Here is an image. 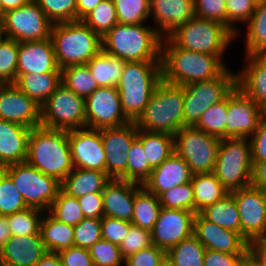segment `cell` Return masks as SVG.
Instances as JSON below:
<instances>
[{"mask_svg":"<svg viewBox=\"0 0 266 266\" xmlns=\"http://www.w3.org/2000/svg\"><path fill=\"white\" fill-rule=\"evenodd\" d=\"M223 58V55L178 48L168 37H164L161 46L162 79L181 86L211 80L229 67Z\"/></svg>","mask_w":266,"mask_h":266,"instance_id":"cell-1","label":"cell"},{"mask_svg":"<svg viewBox=\"0 0 266 266\" xmlns=\"http://www.w3.org/2000/svg\"><path fill=\"white\" fill-rule=\"evenodd\" d=\"M163 37L146 23H117L102 37V51L125 62L161 61Z\"/></svg>","mask_w":266,"mask_h":266,"instance_id":"cell-2","label":"cell"},{"mask_svg":"<svg viewBox=\"0 0 266 266\" xmlns=\"http://www.w3.org/2000/svg\"><path fill=\"white\" fill-rule=\"evenodd\" d=\"M26 162L61 182L74 169L68 131L42 126L32 128Z\"/></svg>","mask_w":266,"mask_h":266,"instance_id":"cell-3","label":"cell"},{"mask_svg":"<svg viewBox=\"0 0 266 266\" xmlns=\"http://www.w3.org/2000/svg\"><path fill=\"white\" fill-rule=\"evenodd\" d=\"M161 80V61L125 62L116 88L122 111L130 122H136L143 114Z\"/></svg>","mask_w":266,"mask_h":266,"instance_id":"cell-4","label":"cell"},{"mask_svg":"<svg viewBox=\"0 0 266 266\" xmlns=\"http://www.w3.org/2000/svg\"><path fill=\"white\" fill-rule=\"evenodd\" d=\"M183 110L184 86L162 79L135 123L139 130L174 136L183 127Z\"/></svg>","mask_w":266,"mask_h":266,"instance_id":"cell-5","label":"cell"},{"mask_svg":"<svg viewBox=\"0 0 266 266\" xmlns=\"http://www.w3.org/2000/svg\"><path fill=\"white\" fill-rule=\"evenodd\" d=\"M50 38L61 70L87 64L102 51V37L82 20L53 24Z\"/></svg>","mask_w":266,"mask_h":266,"instance_id":"cell-6","label":"cell"},{"mask_svg":"<svg viewBox=\"0 0 266 266\" xmlns=\"http://www.w3.org/2000/svg\"><path fill=\"white\" fill-rule=\"evenodd\" d=\"M178 48L210 55H224L235 35L219 22L192 17L167 36Z\"/></svg>","mask_w":266,"mask_h":266,"instance_id":"cell-7","label":"cell"},{"mask_svg":"<svg viewBox=\"0 0 266 266\" xmlns=\"http://www.w3.org/2000/svg\"><path fill=\"white\" fill-rule=\"evenodd\" d=\"M253 170L249 138H223L213 173L228 192L251 186Z\"/></svg>","mask_w":266,"mask_h":266,"instance_id":"cell-8","label":"cell"},{"mask_svg":"<svg viewBox=\"0 0 266 266\" xmlns=\"http://www.w3.org/2000/svg\"><path fill=\"white\" fill-rule=\"evenodd\" d=\"M5 167L6 175L23 196L25 204L45 212L49 211L61 190V182L55 177L43 174L26 161Z\"/></svg>","mask_w":266,"mask_h":266,"instance_id":"cell-9","label":"cell"},{"mask_svg":"<svg viewBox=\"0 0 266 266\" xmlns=\"http://www.w3.org/2000/svg\"><path fill=\"white\" fill-rule=\"evenodd\" d=\"M236 86V72L227 67L219 76L184 86L183 127H194L201 115Z\"/></svg>","mask_w":266,"mask_h":266,"instance_id":"cell-10","label":"cell"},{"mask_svg":"<svg viewBox=\"0 0 266 266\" xmlns=\"http://www.w3.org/2000/svg\"><path fill=\"white\" fill-rule=\"evenodd\" d=\"M220 138L192 126L182 127L174 135V152L189 166L191 173H213Z\"/></svg>","mask_w":266,"mask_h":266,"instance_id":"cell-11","label":"cell"},{"mask_svg":"<svg viewBox=\"0 0 266 266\" xmlns=\"http://www.w3.org/2000/svg\"><path fill=\"white\" fill-rule=\"evenodd\" d=\"M41 126L65 131L86 128L85 98L61 83L41 106Z\"/></svg>","mask_w":266,"mask_h":266,"instance_id":"cell-12","label":"cell"},{"mask_svg":"<svg viewBox=\"0 0 266 266\" xmlns=\"http://www.w3.org/2000/svg\"><path fill=\"white\" fill-rule=\"evenodd\" d=\"M52 26L35 0L4 13L5 37L17 42L46 40L51 36Z\"/></svg>","mask_w":266,"mask_h":266,"instance_id":"cell-13","label":"cell"},{"mask_svg":"<svg viewBox=\"0 0 266 266\" xmlns=\"http://www.w3.org/2000/svg\"><path fill=\"white\" fill-rule=\"evenodd\" d=\"M266 112L238 86L228 94L225 138H250Z\"/></svg>","mask_w":266,"mask_h":266,"instance_id":"cell-14","label":"cell"},{"mask_svg":"<svg viewBox=\"0 0 266 266\" xmlns=\"http://www.w3.org/2000/svg\"><path fill=\"white\" fill-rule=\"evenodd\" d=\"M86 127L103 129L129 123L116 87H99L85 98Z\"/></svg>","mask_w":266,"mask_h":266,"instance_id":"cell-15","label":"cell"},{"mask_svg":"<svg viewBox=\"0 0 266 266\" xmlns=\"http://www.w3.org/2000/svg\"><path fill=\"white\" fill-rule=\"evenodd\" d=\"M229 193L238 207L241 236L248 243L266 236V198L262 189L249 186Z\"/></svg>","mask_w":266,"mask_h":266,"instance_id":"cell-16","label":"cell"},{"mask_svg":"<svg viewBox=\"0 0 266 266\" xmlns=\"http://www.w3.org/2000/svg\"><path fill=\"white\" fill-rule=\"evenodd\" d=\"M138 128L135 122L119 127L101 129V139L106 156V173L111 178L119 179L128 165V151L137 139Z\"/></svg>","mask_w":266,"mask_h":266,"instance_id":"cell-17","label":"cell"},{"mask_svg":"<svg viewBox=\"0 0 266 266\" xmlns=\"http://www.w3.org/2000/svg\"><path fill=\"white\" fill-rule=\"evenodd\" d=\"M194 216L192 211L161 208L151 230L152 243L167 253L193 234Z\"/></svg>","mask_w":266,"mask_h":266,"instance_id":"cell-18","label":"cell"},{"mask_svg":"<svg viewBox=\"0 0 266 266\" xmlns=\"http://www.w3.org/2000/svg\"><path fill=\"white\" fill-rule=\"evenodd\" d=\"M74 168L106 172V156L101 129L79 128L68 131Z\"/></svg>","mask_w":266,"mask_h":266,"instance_id":"cell-19","label":"cell"},{"mask_svg":"<svg viewBox=\"0 0 266 266\" xmlns=\"http://www.w3.org/2000/svg\"><path fill=\"white\" fill-rule=\"evenodd\" d=\"M0 119L36 128L41 126V106L15 83H5L0 88Z\"/></svg>","mask_w":266,"mask_h":266,"instance_id":"cell-20","label":"cell"},{"mask_svg":"<svg viewBox=\"0 0 266 266\" xmlns=\"http://www.w3.org/2000/svg\"><path fill=\"white\" fill-rule=\"evenodd\" d=\"M193 234L205 249L227 254H244L248 250V242L239 233L208 221L200 213L194 216Z\"/></svg>","mask_w":266,"mask_h":266,"instance_id":"cell-21","label":"cell"},{"mask_svg":"<svg viewBox=\"0 0 266 266\" xmlns=\"http://www.w3.org/2000/svg\"><path fill=\"white\" fill-rule=\"evenodd\" d=\"M61 73L51 38L19 42L17 74Z\"/></svg>","mask_w":266,"mask_h":266,"instance_id":"cell-22","label":"cell"},{"mask_svg":"<svg viewBox=\"0 0 266 266\" xmlns=\"http://www.w3.org/2000/svg\"><path fill=\"white\" fill-rule=\"evenodd\" d=\"M194 16V0H150V18L163 38Z\"/></svg>","mask_w":266,"mask_h":266,"instance_id":"cell-23","label":"cell"},{"mask_svg":"<svg viewBox=\"0 0 266 266\" xmlns=\"http://www.w3.org/2000/svg\"><path fill=\"white\" fill-rule=\"evenodd\" d=\"M46 252L40 234L14 235L0 250V266H36Z\"/></svg>","mask_w":266,"mask_h":266,"instance_id":"cell-24","label":"cell"},{"mask_svg":"<svg viewBox=\"0 0 266 266\" xmlns=\"http://www.w3.org/2000/svg\"><path fill=\"white\" fill-rule=\"evenodd\" d=\"M192 175L187 163L174 152L152 170L142 186L158 197L162 192L190 182Z\"/></svg>","mask_w":266,"mask_h":266,"instance_id":"cell-25","label":"cell"},{"mask_svg":"<svg viewBox=\"0 0 266 266\" xmlns=\"http://www.w3.org/2000/svg\"><path fill=\"white\" fill-rule=\"evenodd\" d=\"M104 216L131 222L134 212L135 182L112 178L103 192Z\"/></svg>","mask_w":266,"mask_h":266,"instance_id":"cell-26","label":"cell"},{"mask_svg":"<svg viewBox=\"0 0 266 266\" xmlns=\"http://www.w3.org/2000/svg\"><path fill=\"white\" fill-rule=\"evenodd\" d=\"M245 58L244 68L236 72V86L266 112V58L263 55Z\"/></svg>","mask_w":266,"mask_h":266,"instance_id":"cell-27","label":"cell"},{"mask_svg":"<svg viewBox=\"0 0 266 266\" xmlns=\"http://www.w3.org/2000/svg\"><path fill=\"white\" fill-rule=\"evenodd\" d=\"M31 128L0 119V165L25 162Z\"/></svg>","mask_w":266,"mask_h":266,"instance_id":"cell-28","label":"cell"},{"mask_svg":"<svg viewBox=\"0 0 266 266\" xmlns=\"http://www.w3.org/2000/svg\"><path fill=\"white\" fill-rule=\"evenodd\" d=\"M111 179L106 172L74 168L61 181V190L75 198L90 193H102Z\"/></svg>","mask_w":266,"mask_h":266,"instance_id":"cell-29","label":"cell"},{"mask_svg":"<svg viewBox=\"0 0 266 266\" xmlns=\"http://www.w3.org/2000/svg\"><path fill=\"white\" fill-rule=\"evenodd\" d=\"M15 85L42 106L62 83L61 73L17 74Z\"/></svg>","mask_w":266,"mask_h":266,"instance_id":"cell-30","label":"cell"},{"mask_svg":"<svg viewBox=\"0 0 266 266\" xmlns=\"http://www.w3.org/2000/svg\"><path fill=\"white\" fill-rule=\"evenodd\" d=\"M40 235L47 252L58 253L75 246L74 226L58 221L48 211L42 218Z\"/></svg>","mask_w":266,"mask_h":266,"instance_id":"cell-31","label":"cell"},{"mask_svg":"<svg viewBox=\"0 0 266 266\" xmlns=\"http://www.w3.org/2000/svg\"><path fill=\"white\" fill-rule=\"evenodd\" d=\"M191 184L194 192L195 214L229 194L214 173L194 174Z\"/></svg>","mask_w":266,"mask_h":266,"instance_id":"cell-32","label":"cell"},{"mask_svg":"<svg viewBox=\"0 0 266 266\" xmlns=\"http://www.w3.org/2000/svg\"><path fill=\"white\" fill-rule=\"evenodd\" d=\"M161 208L159 199L155 194L148 192L141 184L135 183L132 224L152 230Z\"/></svg>","mask_w":266,"mask_h":266,"instance_id":"cell-33","label":"cell"},{"mask_svg":"<svg viewBox=\"0 0 266 266\" xmlns=\"http://www.w3.org/2000/svg\"><path fill=\"white\" fill-rule=\"evenodd\" d=\"M137 139L142 143L149 165L154 169L174 153V136L138 129Z\"/></svg>","mask_w":266,"mask_h":266,"instance_id":"cell-34","label":"cell"},{"mask_svg":"<svg viewBox=\"0 0 266 266\" xmlns=\"http://www.w3.org/2000/svg\"><path fill=\"white\" fill-rule=\"evenodd\" d=\"M200 214L208 221L241 235L238 207L230 193L213 205L207 206Z\"/></svg>","mask_w":266,"mask_h":266,"instance_id":"cell-35","label":"cell"},{"mask_svg":"<svg viewBox=\"0 0 266 266\" xmlns=\"http://www.w3.org/2000/svg\"><path fill=\"white\" fill-rule=\"evenodd\" d=\"M124 65L123 59L108 55L104 51H101L87 63L99 87H116Z\"/></svg>","mask_w":266,"mask_h":266,"instance_id":"cell-36","label":"cell"},{"mask_svg":"<svg viewBox=\"0 0 266 266\" xmlns=\"http://www.w3.org/2000/svg\"><path fill=\"white\" fill-rule=\"evenodd\" d=\"M246 24L245 56L263 55L266 53V2L257 3Z\"/></svg>","mask_w":266,"mask_h":266,"instance_id":"cell-37","label":"cell"},{"mask_svg":"<svg viewBox=\"0 0 266 266\" xmlns=\"http://www.w3.org/2000/svg\"><path fill=\"white\" fill-rule=\"evenodd\" d=\"M205 250L203 244L192 234L166 253V261L171 266H204Z\"/></svg>","mask_w":266,"mask_h":266,"instance_id":"cell-38","label":"cell"},{"mask_svg":"<svg viewBox=\"0 0 266 266\" xmlns=\"http://www.w3.org/2000/svg\"><path fill=\"white\" fill-rule=\"evenodd\" d=\"M61 80L76 95L86 98L99 88L87 64L71 65L61 70Z\"/></svg>","mask_w":266,"mask_h":266,"instance_id":"cell-39","label":"cell"},{"mask_svg":"<svg viewBox=\"0 0 266 266\" xmlns=\"http://www.w3.org/2000/svg\"><path fill=\"white\" fill-rule=\"evenodd\" d=\"M45 211L27 207L22 211L7 215V222L11 236L40 234V225Z\"/></svg>","mask_w":266,"mask_h":266,"instance_id":"cell-40","label":"cell"},{"mask_svg":"<svg viewBox=\"0 0 266 266\" xmlns=\"http://www.w3.org/2000/svg\"><path fill=\"white\" fill-rule=\"evenodd\" d=\"M227 110L228 95L219 103L210 106L194 127L220 139L225 138Z\"/></svg>","mask_w":266,"mask_h":266,"instance_id":"cell-41","label":"cell"},{"mask_svg":"<svg viewBox=\"0 0 266 266\" xmlns=\"http://www.w3.org/2000/svg\"><path fill=\"white\" fill-rule=\"evenodd\" d=\"M127 153L129 155L127 171L119 179L143 185L153 168L149 165L142 143L136 139Z\"/></svg>","mask_w":266,"mask_h":266,"instance_id":"cell-42","label":"cell"},{"mask_svg":"<svg viewBox=\"0 0 266 266\" xmlns=\"http://www.w3.org/2000/svg\"><path fill=\"white\" fill-rule=\"evenodd\" d=\"M82 21L95 33L103 37L118 23L117 11L113 0H103L88 13Z\"/></svg>","mask_w":266,"mask_h":266,"instance_id":"cell-43","label":"cell"},{"mask_svg":"<svg viewBox=\"0 0 266 266\" xmlns=\"http://www.w3.org/2000/svg\"><path fill=\"white\" fill-rule=\"evenodd\" d=\"M118 23L136 25L150 19V0H113Z\"/></svg>","mask_w":266,"mask_h":266,"instance_id":"cell-44","label":"cell"},{"mask_svg":"<svg viewBox=\"0 0 266 266\" xmlns=\"http://www.w3.org/2000/svg\"><path fill=\"white\" fill-rule=\"evenodd\" d=\"M58 221L76 226L84 219L78 199L65 194L62 190L48 211Z\"/></svg>","mask_w":266,"mask_h":266,"instance_id":"cell-45","label":"cell"},{"mask_svg":"<svg viewBox=\"0 0 266 266\" xmlns=\"http://www.w3.org/2000/svg\"><path fill=\"white\" fill-rule=\"evenodd\" d=\"M158 199L162 208L194 212V192L191 181L162 192Z\"/></svg>","mask_w":266,"mask_h":266,"instance_id":"cell-46","label":"cell"},{"mask_svg":"<svg viewBox=\"0 0 266 266\" xmlns=\"http://www.w3.org/2000/svg\"><path fill=\"white\" fill-rule=\"evenodd\" d=\"M53 23L77 21L76 0H35Z\"/></svg>","mask_w":266,"mask_h":266,"instance_id":"cell-47","label":"cell"},{"mask_svg":"<svg viewBox=\"0 0 266 266\" xmlns=\"http://www.w3.org/2000/svg\"><path fill=\"white\" fill-rule=\"evenodd\" d=\"M19 42L5 38L0 42V79L14 83L17 78Z\"/></svg>","mask_w":266,"mask_h":266,"instance_id":"cell-48","label":"cell"},{"mask_svg":"<svg viewBox=\"0 0 266 266\" xmlns=\"http://www.w3.org/2000/svg\"><path fill=\"white\" fill-rule=\"evenodd\" d=\"M227 10V28L237 38L240 32L236 27L238 23H247L253 15L257 2L255 0H225Z\"/></svg>","mask_w":266,"mask_h":266,"instance_id":"cell-49","label":"cell"},{"mask_svg":"<svg viewBox=\"0 0 266 266\" xmlns=\"http://www.w3.org/2000/svg\"><path fill=\"white\" fill-rule=\"evenodd\" d=\"M94 266H124L119 246L106 240H99L89 249Z\"/></svg>","mask_w":266,"mask_h":266,"instance_id":"cell-50","label":"cell"},{"mask_svg":"<svg viewBox=\"0 0 266 266\" xmlns=\"http://www.w3.org/2000/svg\"><path fill=\"white\" fill-rule=\"evenodd\" d=\"M27 207L23 196L6 175L0 185V215H11Z\"/></svg>","mask_w":266,"mask_h":266,"instance_id":"cell-51","label":"cell"},{"mask_svg":"<svg viewBox=\"0 0 266 266\" xmlns=\"http://www.w3.org/2000/svg\"><path fill=\"white\" fill-rule=\"evenodd\" d=\"M152 243L151 230L131 224L129 232L119 245L122 257L125 259L139 250L150 247Z\"/></svg>","mask_w":266,"mask_h":266,"instance_id":"cell-52","label":"cell"},{"mask_svg":"<svg viewBox=\"0 0 266 266\" xmlns=\"http://www.w3.org/2000/svg\"><path fill=\"white\" fill-rule=\"evenodd\" d=\"M101 239V219L84 218L74 226V243L76 247L89 249Z\"/></svg>","mask_w":266,"mask_h":266,"instance_id":"cell-53","label":"cell"},{"mask_svg":"<svg viewBox=\"0 0 266 266\" xmlns=\"http://www.w3.org/2000/svg\"><path fill=\"white\" fill-rule=\"evenodd\" d=\"M196 17L221 23L227 27V10L225 0H194Z\"/></svg>","mask_w":266,"mask_h":266,"instance_id":"cell-54","label":"cell"},{"mask_svg":"<svg viewBox=\"0 0 266 266\" xmlns=\"http://www.w3.org/2000/svg\"><path fill=\"white\" fill-rule=\"evenodd\" d=\"M165 261L166 252L153 244L125 258L124 266H161Z\"/></svg>","mask_w":266,"mask_h":266,"instance_id":"cell-55","label":"cell"},{"mask_svg":"<svg viewBox=\"0 0 266 266\" xmlns=\"http://www.w3.org/2000/svg\"><path fill=\"white\" fill-rule=\"evenodd\" d=\"M131 224L129 221L103 216L101 218L102 239L119 246L128 234Z\"/></svg>","mask_w":266,"mask_h":266,"instance_id":"cell-56","label":"cell"},{"mask_svg":"<svg viewBox=\"0 0 266 266\" xmlns=\"http://www.w3.org/2000/svg\"><path fill=\"white\" fill-rule=\"evenodd\" d=\"M77 199L84 218L101 219L104 216L102 193H90Z\"/></svg>","mask_w":266,"mask_h":266,"instance_id":"cell-57","label":"cell"},{"mask_svg":"<svg viewBox=\"0 0 266 266\" xmlns=\"http://www.w3.org/2000/svg\"><path fill=\"white\" fill-rule=\"evenodd\" d=\"M63 266H94L88 249L70 247L58 252Z\"/></svg>","mask_w":266,"mask_h":266,"instance_id":"cell-58","label":"cell"},{"mask_svg":"<svg viewBox=\"0 0 266 266\" xmlns=\"http://www.w3.org/2000/svg\"><path fill=\"white\" fill-rule=\"evenodd\" d=\"M252 162L266 161V115L260 121L255 133L249 138Z\"/></svg>","mask_w":266,"mask_h":266,"instance_id":"cell-59","label":"cell"},{"mask_svg":"<svg viewBox=\"0 0 266 266\" xmlns=\"http://www.w3.org/2000/svg\"><path fill=\"white\" fill-rule=\"evenodd\" d=\"M243 254H227L206 249L204 266H240Z\"/></svg>","mask_w":266,"mask_h":266,"instance_id":"cell-60","label":"cell"},{"mask_svg":"<svg viewBox=\"0 0 266 266\" xmlns=\"http://www.w3.org/2000/svg\"><path fill=\"white\" fill-rule=\"evenodd\" d=\"M248 250L255 255L263 266H266V236L252 239L248 243Z\"/></svg>","mask_w":266,"mask_h":266,"instance_id":"cell-61","label":"cell"},{"mask_svg":"<svg viewBox=\"0 0 266 266\" xmlns=\"http://www.w3.org/2000/svg\"><path fill=\"white\" fill-rule=\"evenodd\" d=\"M266 185V161L253 162L251 186L262 188Z\"/></svg>","mask_w":266,"mask_h":266,"instance_id":"cell-62","label":"cell"},{"mask_svg":"<svg viewBox=\"0 0 266 266\" xmlns=\"http://www.w3.org/2000/svg\"><path fill=\"white\" fill-rule=\"evenodd\" d=\"M103 0H76L77 20H82Z\"/></svg>","mask_w":266,"mask_h":266,"instance_id":"cell-63","label":"cell"},{"mask_svg":"<svg viewBox=\"0 0 266 266\" xmlns=\"http://www.w3.org/2000/svg\"><path fill=\"white\" fill-rule=\"evenodd\" d=\"M36 266H63V264L58 253L46 252Z\"/></svg>","mask_w":266,"mask_h":266,"instance_id":"cell-64","label":"cell"},{"mask_svg":"<svg viewBox=\"0 0 266 266\" xmlns=\"http://www.w3.org/2000/svg\"><path fill=\"white\" fill-rule=\"evenodd\" d=\"M11 234L7 222V215H0V250L4 244L10 239Z\"/></svg>","mask_w":266,"mask_h":266,"instance_id":"cell-65","label":"cell"},{"mask_svg":"<svg viewBox=\"0 0 266 266\" xmlns=\"http://www.w3.org/2000/svg\"><path fill=\"white\" fill-rule=\"evenodd\" d=\"M240 266H263L260 261L252 254L249 250H247L241 259Z\"/></svg>","mask_w":266,"mask_h":266,"instance_id":"cell-66","label":"cell"},{"mask_svg":"<svg viewBox=\"0 0 266 266\" xmlns=\"http://www.w3.org/2000/svg\"><path fill=\"white\" fill-rule=\"evenodd\" d=\"M30 0H0L4 12L17 9Z\"/></svg>","mask_w":266,"mask_h":266,"instance_id":"cell-67","label":"cell"},{"mask_svg":"<svg viewBox=\"0 0 266 266\" xmlns=\"http://www.w3.org/2000/svg\"><path fill=\"white\" fill-rule=\"evenodd\" d=\"M5 176H6V167L0 165V185Z\"/></svg>","mask_w":266,"mask_h":266,"instance_id":"cell-68","label":"cell"},{"mask_svg":"<svg viewBox=\"0 0 266 266\" xmlns=\"http://www.w3.org/2000/svg\"><path fill=\"white\" fill-rule=\"evenodd\" d=\"M5 38L6 37L4 33L3 21H0V42L4 40Z\"/></svg>","mask_w":266,"mask_h":266,"instance_id":"cell-69","label":"cell"},{"mask_svg":"<svg viewBox=\"0 0 266 266\" xmlns=\"http://www.w3.org/2000/svg\"><path fill=\"white\" fill-rule=\"evenodd\" d=\"M4 10L2 8V5H1V2H0V21H3V18H4Z\"/></svg>","mask_w":266,"mask_h":266,"instance_id":"cell-70","label":"cell"},{"mask_svg":"<svg viewBox=\"0 0 266 266\" xmlns=\"http://www.w3.org/2000/svg\"><path fill=\"white\" fill-rule=\"evenodd\" d=\"M261 189H262V191H263V193H264V195H265V198H266V185L263 186Z\"/></svg>","mask_w":266,"mask_h":266,"instance_id":"cell-71","label":"cell"},{"mask_svg":"<svg viewBox=\"0 0 266 266\" xmlns=\"http://www.w3.org/2000/svg\"><path fill=\"white\" fill-rule=\"evenodd\" d=\"M161 266H171L167 261H165Z\"/></svg>","mask_w":266,"mask_h":266,"instance_id":"cell-72","label":"cell"},{"mask_svg":"<svg viewBox=\"0 0 266 266\" xmlns=\"http://www.w3.org/2000/svg\"><path fill=\"white\" fill-rule=\"evenodd\" d=\"M5 83L0 79V88L4 85Z\"/></svg>","mask_w":266,"mask_h":266,"instance_id":"cell-73","label":"cell"},{"mask_svg":"<svg viewBox=\"0 0 266 266\" xmlns=\"http://www.w3.org/2000/svg\"><path fill=\"white\" fill-rule=\"evenodd\" d=\"M257 3L266 2V0H255Z\"/></svg>","mask_w":266,"mask_h":266,"instance_id":"cell-74","label":"cell"}]
</instances>
